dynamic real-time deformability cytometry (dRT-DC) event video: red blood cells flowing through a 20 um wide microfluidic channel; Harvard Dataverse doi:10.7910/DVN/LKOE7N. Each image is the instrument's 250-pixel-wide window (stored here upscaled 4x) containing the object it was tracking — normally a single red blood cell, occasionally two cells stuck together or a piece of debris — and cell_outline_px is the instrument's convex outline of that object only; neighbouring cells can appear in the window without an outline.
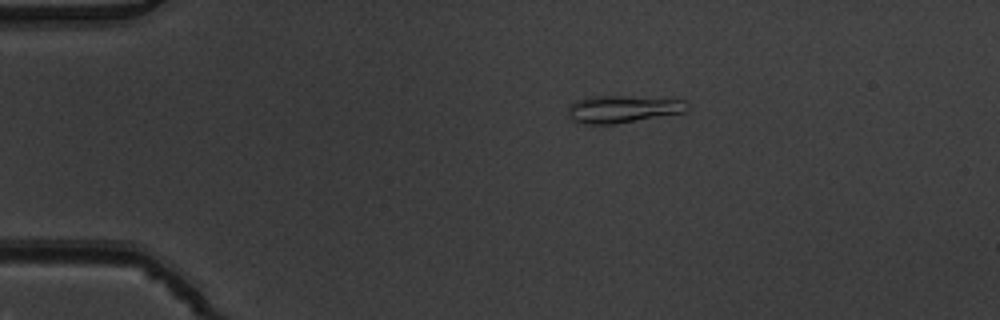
{"species": "common noctule bat (a hibernating species)", "species_latin": "Nyctalus noctula", "temperature_condition": "warm", "stored_images_in_passage": 6, "camera_frame_rate_fps": 3000, "um_per_image_px": 0.085, "animal": {"sex": "male", "body_mass_g": 19.5, "forearm_length_mm": 54.6}, "frame": {"image": 1, "passage_image": 4, "time_ms": 1.0, "image_size_px": [1000, 320], "cell_outline_px": [[688, 108], [684, 112], [616, 124], [576, 124], [568, 116], [568, 104], [576, 100], [588, 96], [620, 96], [684, 100], [688, 104]], "centroid_in_image_um": [52.83, 9.28], "position_along_channel_um": 32.2, "area_um2": 19.07}}
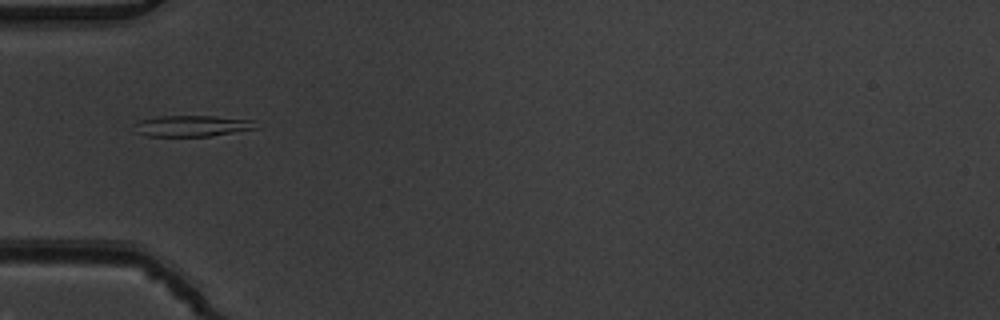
{"frame": {"image": 2, "passage_image": 6, "time_ms": 1.667, "image_size_px": [1000, 320], "cell_outline_px": [[260, 128], [212, 136], [148, 136], [136, 132], [136, 120], [156, 116], [216, 116], [256, 120]], "centroid_in_image_um": [16.4, 10.69], "position_along_channel_um": 68.6, "area_um2": 15.26}}